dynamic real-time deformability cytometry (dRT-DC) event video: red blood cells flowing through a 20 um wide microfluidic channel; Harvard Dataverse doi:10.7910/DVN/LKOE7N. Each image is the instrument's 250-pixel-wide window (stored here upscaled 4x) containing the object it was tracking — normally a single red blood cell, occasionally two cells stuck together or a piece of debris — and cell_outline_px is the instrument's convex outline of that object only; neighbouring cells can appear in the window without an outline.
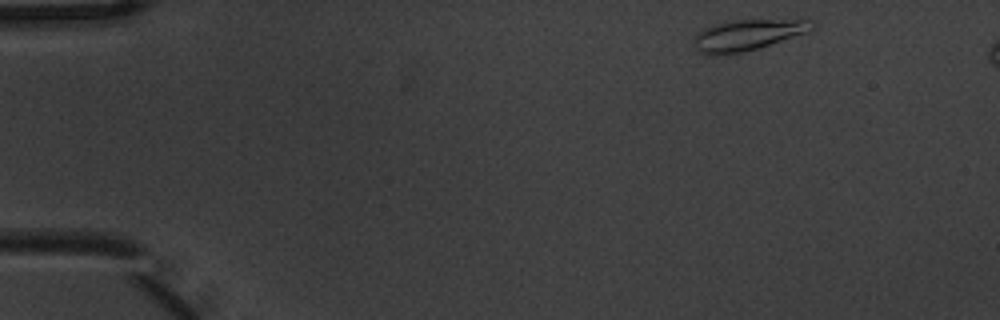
{"species": "common noctule bat (a hibernating species)", "species_latin": "Nyctalus noctula", "temperature_condition": "warm", "stored_images_in_passage": 4, "camera_frame_rate_fps": 3000, "um_per_image_px": 0.085, "animal": {"sex": "male", "body_mass_g": 20.1, "forearm_length_mm": 53.5}, "frame": {"image": 1, "passage_image": 1, "time_ms": 0.0, "image_size_px": [1000, 320], "cell_outline_px": [[816, 24], [804, 32], [756, 48], [740, 52], [712, 56], [704, 56], [696, 48], [696, 32], [704, 28], [716, 24], [736, 20], [808, 20]], "centroid_in_image_um": [63.43, 2.98], "position_along_channel_um": 21.6, "area_um2": 20.4}}